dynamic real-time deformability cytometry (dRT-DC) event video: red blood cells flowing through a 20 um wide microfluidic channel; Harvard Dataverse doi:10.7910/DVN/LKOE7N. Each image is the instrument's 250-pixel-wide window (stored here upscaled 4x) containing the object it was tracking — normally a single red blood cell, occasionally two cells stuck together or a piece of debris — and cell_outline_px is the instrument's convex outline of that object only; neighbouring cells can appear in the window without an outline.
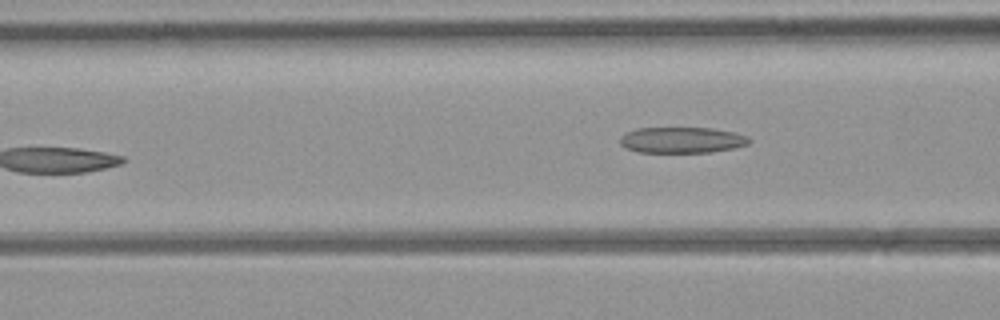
{"species": "common noctule bat (a hibernating species)", "species_latin": "Nyctalus noctula", "temperature_condition": "room temperature", "stored_images_in_passage": 8, "camera_frame_rate_fps": 3000, "um_per_image_px": 0.085, "animal": {"sex": "female", "body_mass_g": 21.9}, "frame": {"image": 1, "passage_image": 6, "time_ms": 6.667, "image_size_px": [1000, 320], "cell_outline_px": [[752, 140], [748, 144], [732, 148], [712, 152], [636, 152], [624, 148], [620, 144], [620, 136], [636, 128], [712, 128], [736, 132], [748, 136]], "centroid_in_image_um": [57.96, 11.9], "position_along_channel_um": 108.6, "area_um2": 19.65}}
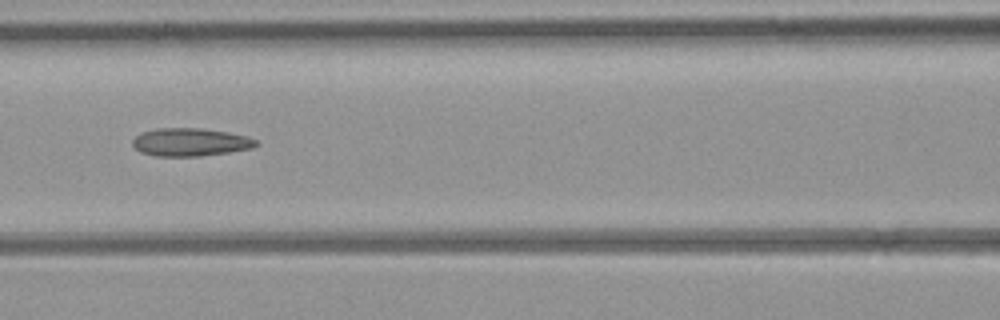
{"frame": {"image": 2, "passage_image": 7, "time_ms": 7.667, "image_size_px": [1000, 320], "cell_outline_px": [[260, 144], [252, 148], [228, 152], [200, 156], [156, 156], [140, 152], [132, 144], [132, 140], [136, 136], [144, 132], [156, 128], [200, 128], [228, 132], [248, 136], [256, 140]], "centroid_in_image_um": [16.2, 12.08], "position_along_channel_um": 150.4, "area_um2": 20.11}}
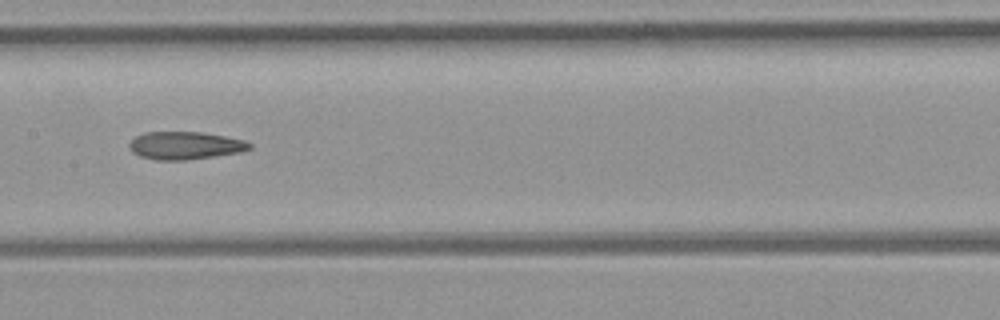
{"frame": {"image": 3, "passage_image": 8, "time_ms": 8.667, "image_size_px": [1000, 320], "cell_outline_px": [[252, 148], [240, 152], [216, 156], [188, 160], [156, 160], [140, 156], [132, 152], [128, 144], [136, 136], [144, 132], [204, 132], [244, 140], [252, 144]], "centroid_in_image_um": [15.74, 12.37], "position_along_channel_um": 191.7, "area_um2": 19.54}}